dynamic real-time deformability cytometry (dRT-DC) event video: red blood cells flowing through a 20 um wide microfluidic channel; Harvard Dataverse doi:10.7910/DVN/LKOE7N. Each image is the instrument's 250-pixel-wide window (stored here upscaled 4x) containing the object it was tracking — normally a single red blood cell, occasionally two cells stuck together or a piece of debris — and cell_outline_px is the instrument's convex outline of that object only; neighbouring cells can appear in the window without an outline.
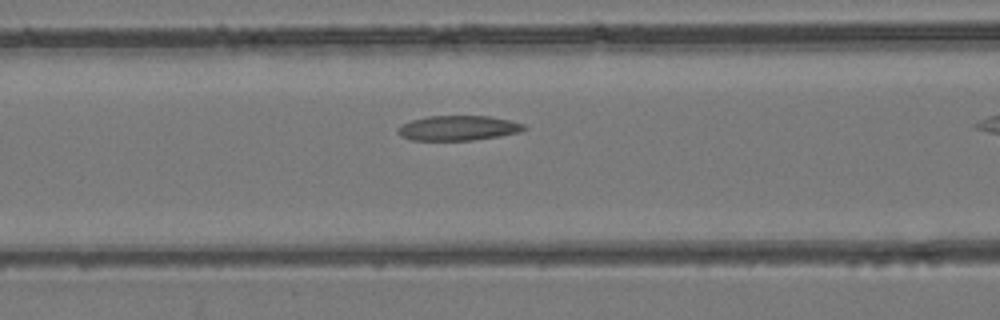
{"species": "common noctule bat (a hibernating species)", "species_latin": "Nyctalus noctula", "temperature_condition": "room temperature", "stored_images_in_passage": 31, "camera_frame_rate_fps": 3000, "um_per_image_px": 0.085, "animal": {"sex": "female", "body_mass_g": 24.6, "forearm_length_mm": 56.2}, "frame": {"image": 1, "passage_image": 13, "time_ms": 4.0, "image_size_px": [1000, 320], "cell_outline_px": [[528, 128], [520, 132], [500, 136], [472, 140], [412, 140], [400, 136], [396, 128], [412, 120], [428, 116], [488, 116], [508, 120], [524, 124]], "centroid_in_image_um": [38.95, 10.89], "position_along_channel_um": 127.6, "area_um2": 18.21}}
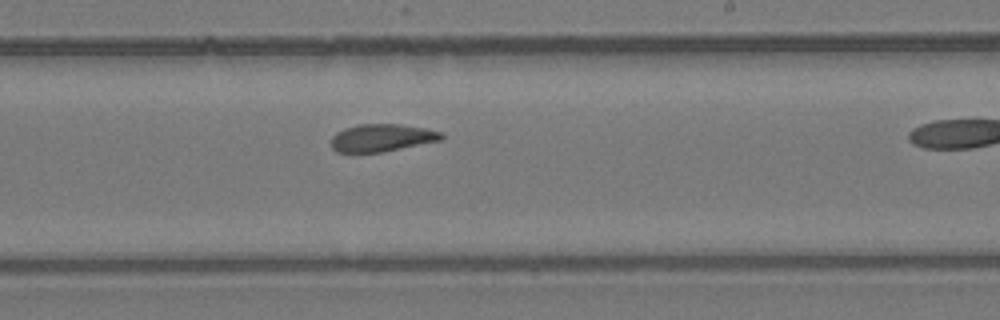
{"frame": {"image": 2, "passage_image": 22, "time_ms": 7.0, "image_size_px": [1000, 320], "cell_outline_px": [[444, 140], [384, 152], [336, 152], [332, 148], [332, 136], [336, 132], [344, 128], [360, 124], [396, 124], [424, 128], [440, 132], [444, 136]], "centroid_in_image_um": [32.47, 11.72], "position_along_channel_um": 256.5, "area_um2": 17.74}}
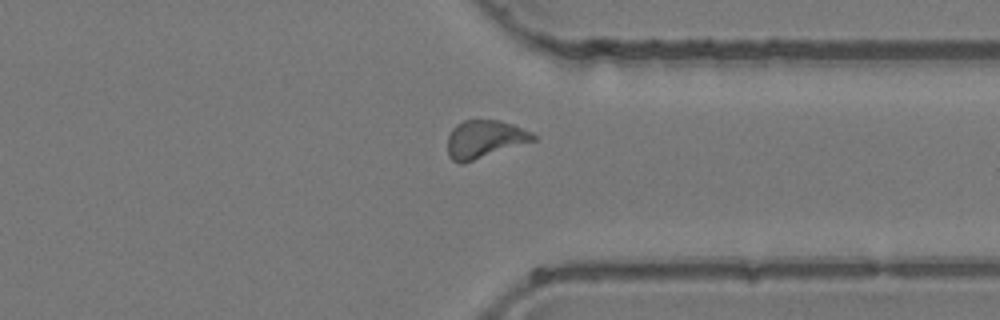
{"frame": {"image": 3, "passage_image": 30, "time_ms": 9.667, "image_size_px": [1000, 320], "cell_outline_px": [[536, 140], [464, 164], [460, 164], [452, 160], [448, 156], [448, 136], [452, 128], [456, 124], [464, 120], [500, 120], [512, 124], [532, 132], [536, 136]], "centroid_in_image_um": [41.18, 11.84], "position_along_channel_um": 370.2, "area_um2": 19.07}}